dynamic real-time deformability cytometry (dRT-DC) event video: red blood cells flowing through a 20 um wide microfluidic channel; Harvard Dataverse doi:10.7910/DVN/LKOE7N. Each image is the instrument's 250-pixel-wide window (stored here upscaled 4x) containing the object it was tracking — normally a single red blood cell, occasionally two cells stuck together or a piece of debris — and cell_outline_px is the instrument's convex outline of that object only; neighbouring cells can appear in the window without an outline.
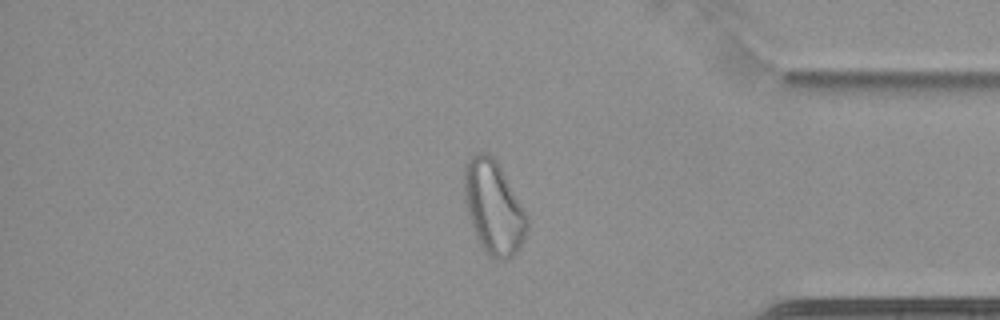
{"species": "common noctule bat (a hibernating species)", "species_latin": "Nyctalus noctula", "temperature_condition": "cold", "stored_images_in_passage": 66, "camera_frame_rate_fps": 3000, "um_per_image_px": 0.085, "animal": {"sex": "female", "body_mass_g": 22.7, "forearm_length_mm": 54.2}, "frame": {"image": 1, "passage_image": 57, "time_ms": 18.667, "image_size_px": [1000, 320], "cell_outline_px": [[528, 232], [524, 240], [516, 252], [512, 256], [504, 260], [496, 260], [488, 256], [484, 252], [472, 228], [468, 216], [464, 200], [464, 168], [468, 160], [476, 152], [488, 152], [496, 160], [528, 216]], "centroid_in_image_um": [41.95, 17.66], "position_along_channel_um": 393.3, "area_um2": 34.39}}